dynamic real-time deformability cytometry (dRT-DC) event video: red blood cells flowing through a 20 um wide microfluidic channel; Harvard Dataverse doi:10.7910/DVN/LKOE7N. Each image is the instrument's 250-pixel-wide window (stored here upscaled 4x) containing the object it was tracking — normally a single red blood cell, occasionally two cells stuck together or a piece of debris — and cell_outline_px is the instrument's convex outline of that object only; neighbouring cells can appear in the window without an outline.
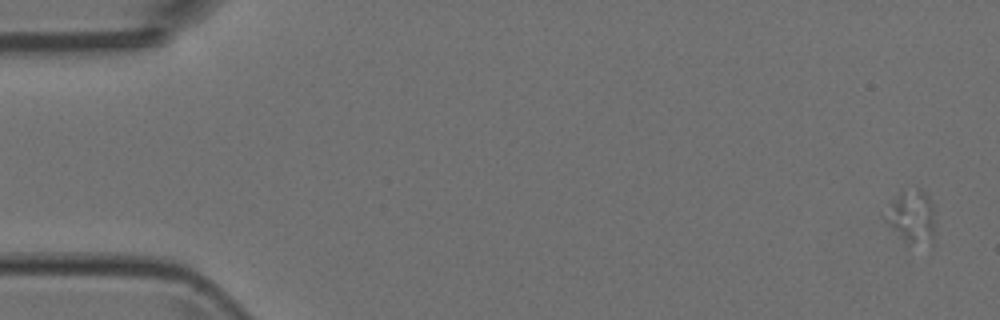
{"species": "Egyptian fruit bat (a non-hibernating species)", "species_latin": "Rousettus aegyptiacus", "temperature_condition": "room temperature", "stored_images_in_passage": 9, "camera_frame_rate_fps": 3000, "um_per_image_px": 0.085, "animal": {"sex": "female"}, "frame": {"image": 1, "passage_image": 1, "time_ms": 0.0, "image_size_px": [1000, 320], "cell_outline_px": [[932, 244], [908, 244], [888, 224], [888, 220], [892, 200], [916, 188], [920, 188], [928, 196], [932, 204]], "centroid_in_image_um": [77.56, 18.47], "position_along_channel_um": 7.4, "area_um2": 14.1}}
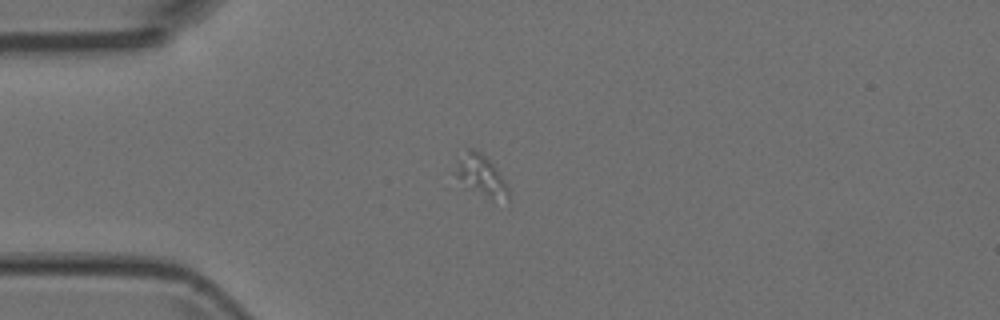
{"frame": {"image": 2, "passage_image": 4, "time_ms": 1.0, "image_size_px": [1000, 320], "cell_outline_px": [[508, 200], [492, 200], [456, 176], [452, 172], [468, 148], [472, 148], [480, 152], [496, 168], [504, 180], [508, 188]], "centroid_in_image_um": [40.93, 14.9], "position_along_channel_um": 44.1, "area_um2": 11.73}}
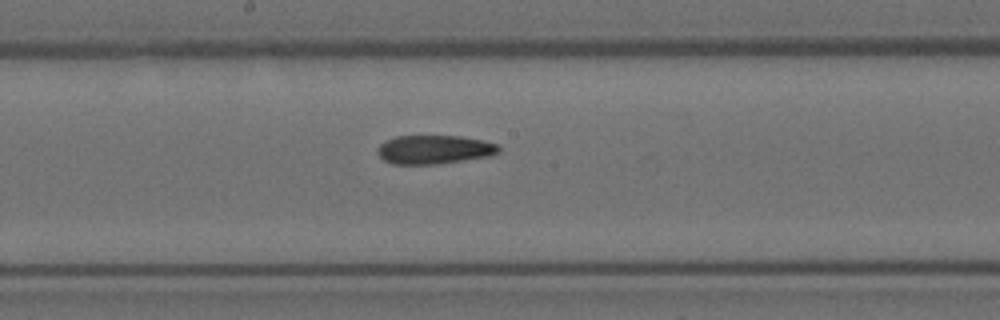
{"frame": {"image": 3, "passage_image": 9, "time_ms": 2.667, "image_size_px": [1000, 320], "cell_outline_px": [[500, 152], [488, 156], [436, 164], [392, 164], [384, 160], [376, 152], [376, 148], [384, 140], [396, 136], [460, 136], [484, 140], [500, 144]], "centroid_in_image_um": [36.9, 12.7], "position_along_channel_um": 211.3, "area_um2": 20.46}}